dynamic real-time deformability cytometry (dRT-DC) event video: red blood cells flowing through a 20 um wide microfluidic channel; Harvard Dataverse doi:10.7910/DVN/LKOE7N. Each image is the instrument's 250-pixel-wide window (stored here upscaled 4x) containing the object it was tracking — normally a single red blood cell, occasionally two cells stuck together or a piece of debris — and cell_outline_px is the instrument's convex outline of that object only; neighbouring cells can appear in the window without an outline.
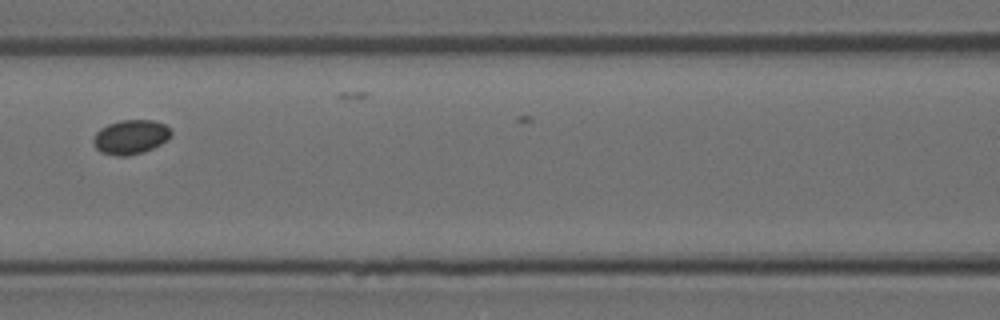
{"species": "Egyptian fruit bat (a non-hibernating species)", "species_latin": "Rousettus aegyptiacus", "temperature_condition": "room temperature", "stored_images_in_passage": 8, "camera_frame_rate_fps": 3000, "um_per_image_px": 0.085, "animal": {"sex": "female"}, "frame": {"image": 1, "passage_image": 7, "time_ms": 2.0, "image_size_px": [1000, 320], "cell_outline_px": [[172, 136], [168, 140], [144, 152], [128, 156], [116, 156], [100, 152], [96, 148], [92, 140], [96, 132], [100, 128], [108, 124], [120, 120], [152, 120], [164, 124], [172, 128]], "centroid_in_image_um": [11.12, 11.64], "position_along_channel_um": 155.5, "area_um2": 15.78}}